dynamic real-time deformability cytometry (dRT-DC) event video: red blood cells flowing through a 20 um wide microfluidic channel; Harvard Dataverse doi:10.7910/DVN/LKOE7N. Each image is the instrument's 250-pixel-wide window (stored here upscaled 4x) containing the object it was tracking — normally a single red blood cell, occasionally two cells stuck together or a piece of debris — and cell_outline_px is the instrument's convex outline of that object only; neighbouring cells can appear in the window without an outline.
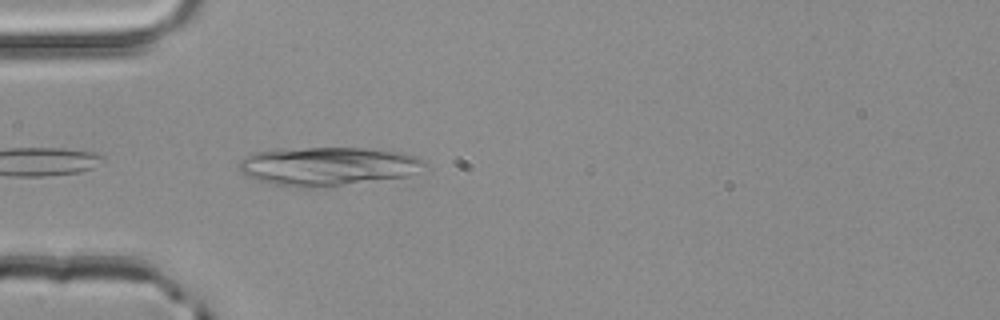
{"species": "common noctule bat (a hibernating species)", "species_latin": "Nyctalus noctula", "temperature_condition": "room temperature", "stored_images_in_passage": 14, "camera_frame_rate_fps": 3000, "um_per_image_px": 0.085, "animal": {"sex": "male", "body_mass_g": 20.4}, "frame": {"image": 1, "passage_image": 1, "time_ms": 0.0, "image_size_px": [1000, 320], "cell_outline_px": [[432, 168], [408, 176], [316, 188], [296, 188], [268, 184], [248, 176], [240, 172], [236, 164], [244, 156], [252, 152], [304, 148], [364, 148], [404, 152], [416, 156], [424, 160]], "centroid_in_image_um": [27.91, 14.14], "position_along_channel_um": 57.1, "area_um2": 42.54}}
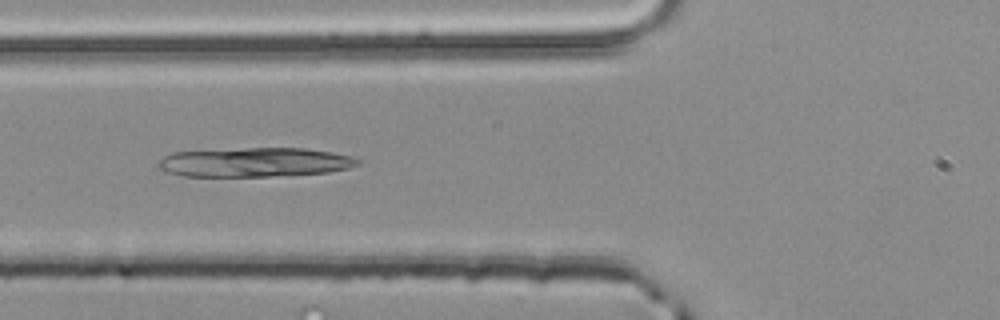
{"frame": {"image": 2, "passage_image": 5, "time_ms": 1.333, "image_size_px": [1000, 320], "cell_outline_px": [[360, 164], [348, 168], [328, 172], [268, 176], [184, 176], [164, 172], [156, 164], [164, 156], [172, 152], [248, 148], [304, 148], [332, 152], [348, 156], [360, 160]], "centroid_in_image_um": [21.61, 13.79], "position_along_channel_um": 104.2, "area_um2": 33.81}}